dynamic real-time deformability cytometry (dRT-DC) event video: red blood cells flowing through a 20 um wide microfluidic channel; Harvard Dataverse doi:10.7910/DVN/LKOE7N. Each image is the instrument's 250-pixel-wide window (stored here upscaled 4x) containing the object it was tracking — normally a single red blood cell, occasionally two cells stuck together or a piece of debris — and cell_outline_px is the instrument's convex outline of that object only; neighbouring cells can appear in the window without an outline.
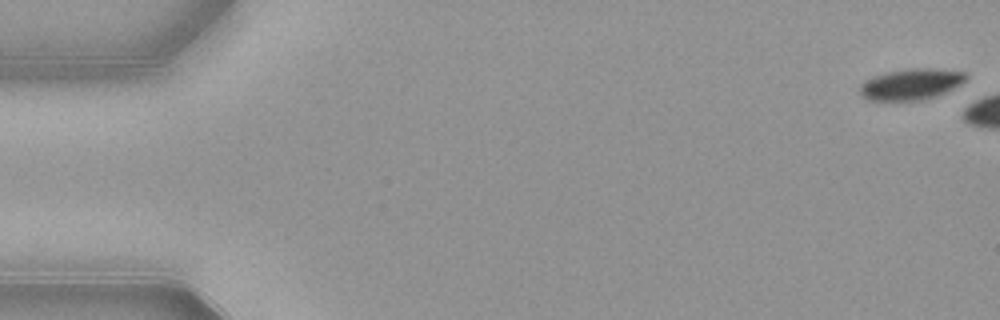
{"species": "common noctule bat (a hibernating species)", "species_latin": "Nyctalus noctula", "temperature_condition": "warm", "stored_images_in_passage": 7, "camera_frame_rate_fps": 3000, "um_per_image_px": 0.085, "animal": {"sex": "female", "body_mass_g": 21.9}, "frame": {"image": 1, "passage_image": 1, "time_ms": 0.0, "image_size_px": [1000, 320], "cell_outline_px": [[968, 76], [960, 84], [944, 92], [920, 100], [868, 100], [860, 92], [860, 84], [864, 80], [872, 76], [904, 68], [932, 68], [964, 72]], "centroid_in_image_um": [77.39, 7.13], "position_along_channel_um": 7.6, "area_um2": 18.96}}